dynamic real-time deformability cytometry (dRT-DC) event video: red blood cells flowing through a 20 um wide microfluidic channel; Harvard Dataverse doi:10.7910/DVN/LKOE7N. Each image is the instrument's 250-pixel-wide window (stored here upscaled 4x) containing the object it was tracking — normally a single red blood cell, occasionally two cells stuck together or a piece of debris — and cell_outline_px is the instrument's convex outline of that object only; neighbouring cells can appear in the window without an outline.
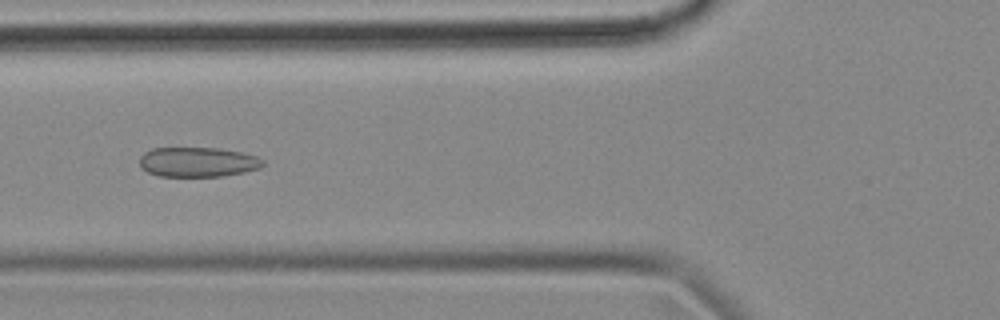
{"species": "common noctule bat (a hibernating species)", "species_latin": "Nyctalus noctula", "temperature_condition": "cold", "stored_images_in_passage": 55, "camera_frame_rate_fps": 3000, "um_per_image_px": 0.085, "animal": {"sex": "female", "body_mass_g": 18.4}, "frame": {"image": 1, "passage_image": 20, "time_ms": 6.333, "image_size_px": [1000, 320], "cell_outline_px": [[264, 164], [260, 168], [244, 172], [220, 176], [160, 176], [148, 172], [140, 168], [140, 156], [144, 152], [152, 148], [220, 148], [244, 152], [256, 156], [264, 160]], "centroid_in_image_um": [16.82, 13.76], "position_along_channel_um": 109.0, "area_um2": 21.5}}
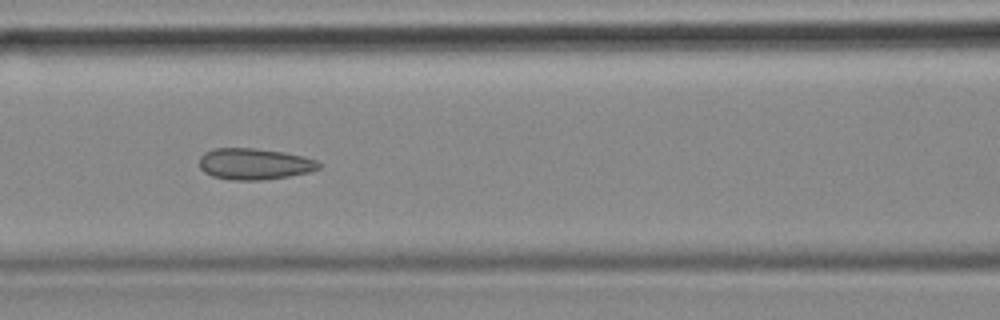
{"frame": {"image": 2, "passage_image": 23, "time_ms": 7.333, "image_size_px": [1000, 320], "cell_outline_px": [[320, 168], [308, 172], [288, 176], [260, 180], [232, 180], [212, 176], [204, 172], [200, 168], [200, 156], [204, 152], [216, 148], [256, 148], [284, 152], [304, 156], [316, 160], [320, 164]], "centroid_in_image_um": [21.61, 13.93], "position_along_channel_um": 145.0, "area_um2": 21.79}}
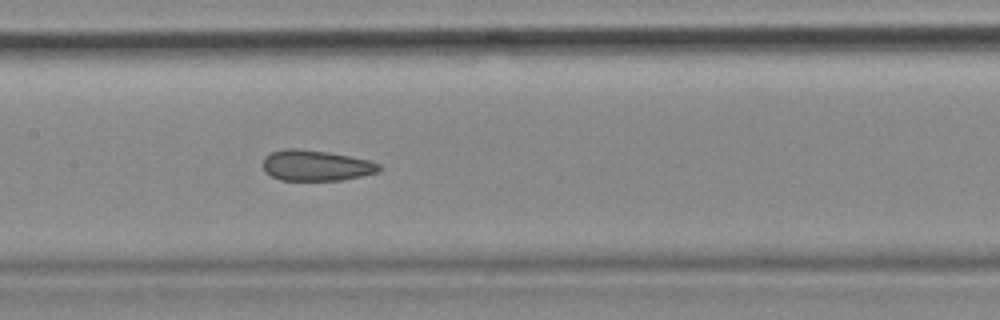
{"frame": {"image": 3, "passage_image": 26, "time_ms": 8.333, "image_size_px": [1000, 320], "cell_outline_px": [[384, 168], [380, 172], [340, 180], [280, 180], [264, 172], [264, 156], [272, 152], [284, 148], [296, 148], [328, 152], [368, 160], [380, 164]], "centroid_in_image_um": [26.87, 14.06], "position_along_channel_um": 180.5, "area_um2": 20.81}, "authors_computed_cell_mechanics": {"area_um2": 22.0218, "velocity_mm_per_s": 3.5762, "shape_relaxation_time_tau1_ms": null, "shape_relaxation_time_tau2_ms": 2.3354, "deformation_change_tau1": null, "deformation_change_tau2": 0.0904}}